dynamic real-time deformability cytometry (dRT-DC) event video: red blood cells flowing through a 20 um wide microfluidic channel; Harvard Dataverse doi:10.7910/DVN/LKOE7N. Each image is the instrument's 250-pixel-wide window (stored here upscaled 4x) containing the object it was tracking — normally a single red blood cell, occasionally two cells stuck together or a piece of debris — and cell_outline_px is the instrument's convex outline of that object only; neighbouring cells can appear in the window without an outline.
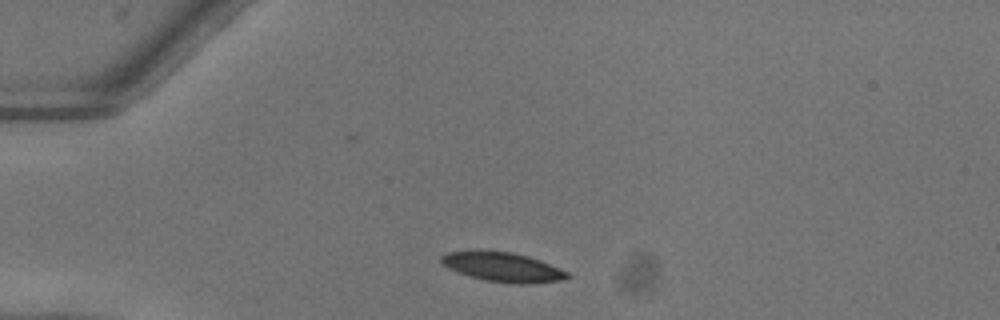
{"species": "common noctule bat (a hibernating species)", "species_latin": "Nyctalus noctula", "temperature_condition": "warm", "stored_images_in_passage": 39, "camera_frame_rate_fps": 3000, "um_per_image_px": 0.085, "animal": {"sex": "female"}, "frame": {"image": 1, "passage_image": 1, "time_ms": 0.0, "image_size_px": [1000, 320], "cell_outline_px": [[568, 276], [564, 280], [528, 284], [516, 284], [484, 280], [448, 268], [440, 260], [440, 256], [448, 252], [512, 252], [528, 256], [540, 260], [568, 272]], "centroid_in_image_um": [42.78, 22.72], "position_along_channel_um": 42.2, "area_um2": 20.98}}
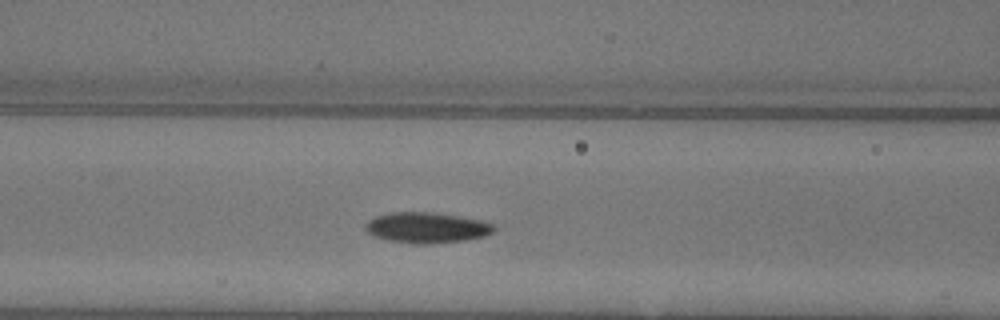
{"frame": {"image": 2, "passage_image": 10, "time_ms": 3.0, "image_size_px": [1000, 320], "cell_outline_px": [[496, 228], [492, 232], [484, 236], [464, 240], [428, 244], [412, 244], [388, 240], [372, 236], [364, 228], [364, 224], [368, 220], [376, 216], [392, 212], [432, 212], [460, 216], [484, 220], [496, 224]], "centroid_in_image_um": [36.27, 19.34], "position_along_channel_um": 130.3, "area_um2": 23.24}}
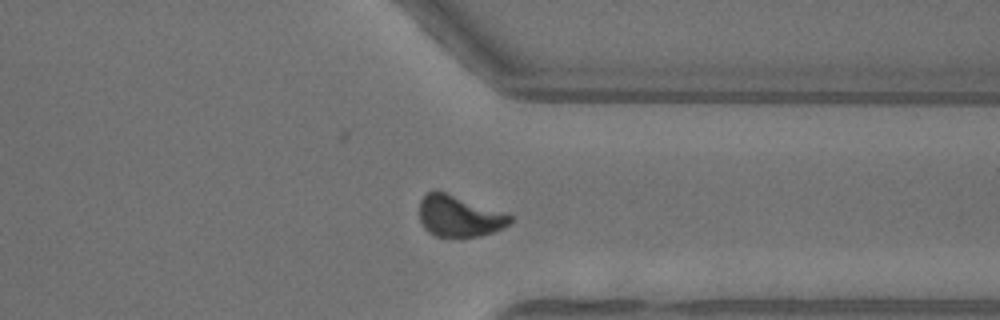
{"frame": {"image": 3, "passage_image": 28, "time_ms": 9.0, "image_size_px": [1000, 320], "cell_outline_px": [[512, 220], [504, 228], [480, 236], [436, 236], [428, 232], [424, 228], [420, 220], [420, 200], [428, 192], [436, 188], [508, 212], [512, 216]], "centroid_in_image_um": [39.06, 18.33], "position_along_channel_um": 372.3, "area_um2": 22.31}, "authors_computed_cell_mechanics": {"area_um2": 22.3686, "velocity_mm_per_s": 4.0527, "shape_relaxation_time_tau1_ms": 3.2447, "shape_relaxation_time_tau2_ms": 2.7143, "deformation_change_tau1": 0.1391, "deformation_change_tau2": 0.068}}